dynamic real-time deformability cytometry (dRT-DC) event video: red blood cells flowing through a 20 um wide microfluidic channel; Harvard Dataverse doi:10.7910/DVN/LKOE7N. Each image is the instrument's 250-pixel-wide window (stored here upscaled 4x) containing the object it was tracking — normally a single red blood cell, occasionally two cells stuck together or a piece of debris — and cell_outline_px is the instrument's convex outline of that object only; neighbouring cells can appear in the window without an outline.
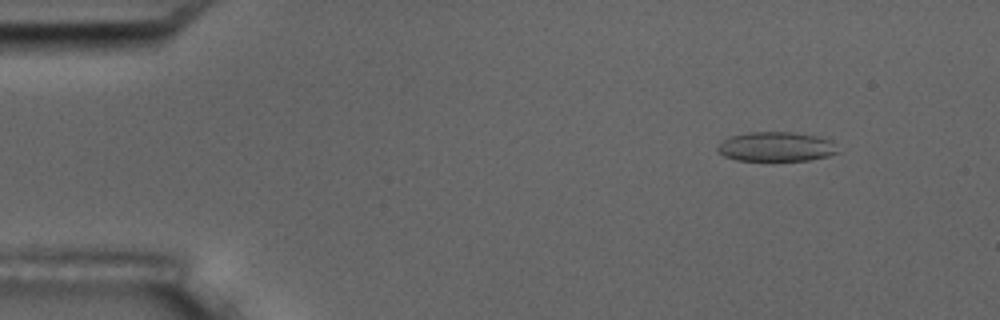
{"species": "common noctule bat (a hibernating species)", "species_latin": "Nyctalus noctula", "temperature_condition": "room temperature", "stored_images_in_passage": 4, "camera_frame_rate_fps": 3000, "um_per_image_px": 0.085, "animal": {"sex": "male", "body_mass_g": 17.5, "forearm_length_mm": 52.3}, "frame": {"image": 1, "passage_image": 1, "time_ms": 0.0, "image_size_px": [1000, 320], "cell_outline_px": [[840, 152], [828, 156], [808, 160], [736, 160], [724, 156], [716, 148], [724, 140], [732, 136], [748, 132], [792, 132], [816, 136], [832, 140]], "centroid_in_image_um": [66.01, 12.47], "position_along_channel_um": 19.0, "area_um2": 20.52}}
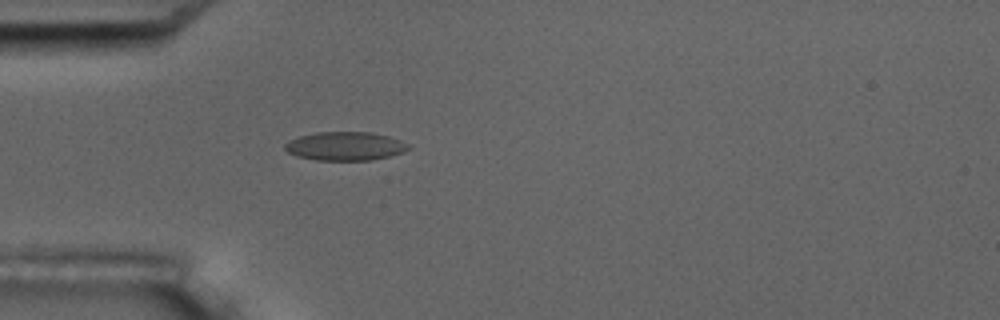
{"frame": {"image": 2, "passage_image": 4, "time_ms": 3.333, "image_size_px": [1000, 320], "cell_outline_px": [[412, 148], [404, 152], [372, 160], [316, 160], [296, 156], [288, 152], [284, 148], [284, 144], [288, 140], [300, 136], [316, 132], [372, 132], [388, 136], [400, 140], [408, 144]], "centroid_in_image_um": [29.33, 12.42], "position_along_channel_um": 55.7, "area_um2": 20.69}}